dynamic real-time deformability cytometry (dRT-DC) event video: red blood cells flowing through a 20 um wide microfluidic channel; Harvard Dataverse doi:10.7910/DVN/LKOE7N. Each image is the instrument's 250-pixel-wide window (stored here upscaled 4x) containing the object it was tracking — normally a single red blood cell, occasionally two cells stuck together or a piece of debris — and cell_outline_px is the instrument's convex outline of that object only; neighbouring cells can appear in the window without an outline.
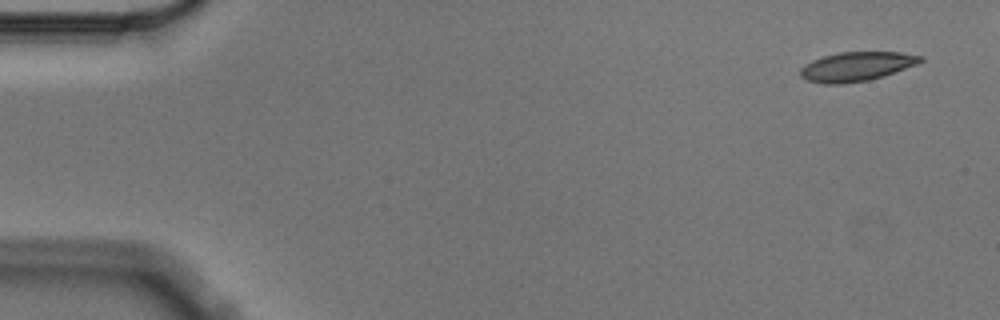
{"species": "Egyptian fruit bat (a non-hibernating species)", "species_latin": "Rousettus aegyptiacus", "temperature_condition": "cold", "stored_images_in_passage": 5, "camera_frame_rate_fps": 3000, "um_per_image_px": 0.085, "animal": {"sex": "male"}, "frame": {"image": 1, "passage_image": 1, "time_ms": 0.0, "image_size_px": [1000, 320], "cell_outline_px": [[924, 60], [916, 64], [884, 76], [868, 80], [840, 84], [824, 84], [808, 80], [800, 76], [800, 68], [804, 64], [812, 60], [824, 56], [840, 52], [900, 52], [924, 56]], "centroid_in_image_um": [72.79, 5.65], "position_along_channel_um": 12.2, "area_um2": 20.4}}